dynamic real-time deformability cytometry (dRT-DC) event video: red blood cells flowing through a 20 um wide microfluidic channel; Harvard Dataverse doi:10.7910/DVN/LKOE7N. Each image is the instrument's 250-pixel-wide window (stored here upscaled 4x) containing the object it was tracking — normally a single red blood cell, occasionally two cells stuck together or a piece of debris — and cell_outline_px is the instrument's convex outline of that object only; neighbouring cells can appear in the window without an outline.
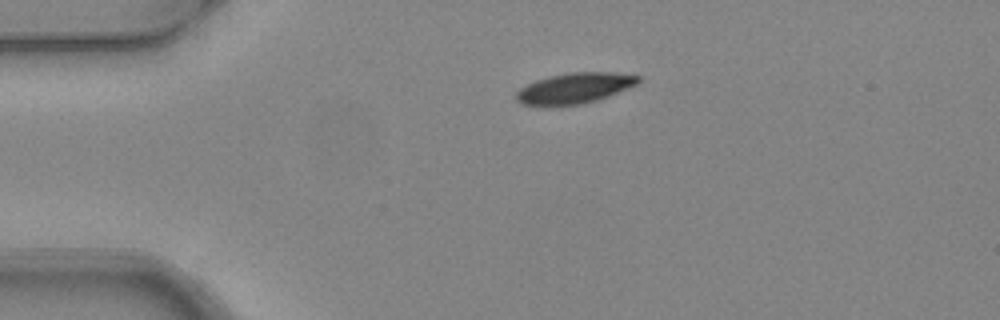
{"species": "common noctule bat (a hibernating species)", "species_latin": "Nyctalus noctula", "temperature_condition": "warm", "stored_images_in_passage": 4, "camera_frame_rate_fps": 3000, "um_per_image_px": 0.085, "animal": {"sex": "female", "body_mass_g": 24.6, "forearm_length_mm": 56.2}, "frame": {"image": 1, "passage_image": 4, "time_ms": 1.0, "image_size_px": [1000, 320], "cell_outline_px": [[640, 80], [636, 84], [608, 96], [584, 104], [548, 108], [540, 108], [520, 104], [516, 100], [516, 92], [520, 88], [536, 80], [548, 76], [568, 72], [612, 72], [640, 76]], "centroid_in_image_um": [48.73, 7.54], "position_along_channel_um": 36.3, "area_um2": 22.37}}